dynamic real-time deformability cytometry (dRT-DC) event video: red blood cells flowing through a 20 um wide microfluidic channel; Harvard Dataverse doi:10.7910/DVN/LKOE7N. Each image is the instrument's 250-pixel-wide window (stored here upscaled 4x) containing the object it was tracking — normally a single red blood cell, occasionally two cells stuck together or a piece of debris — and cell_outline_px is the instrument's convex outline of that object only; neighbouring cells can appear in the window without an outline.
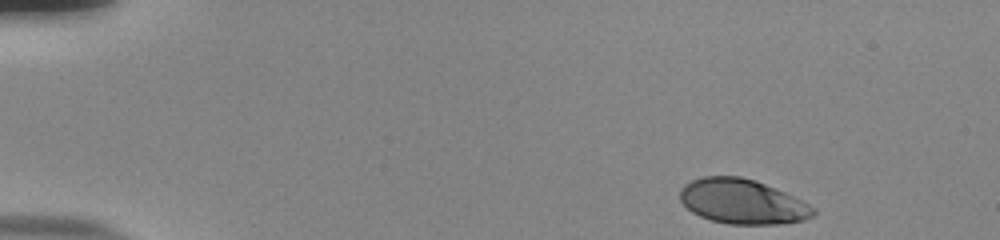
{"species": "human", "species_latin": "Homo sapiens", "temperature_condition": "room temperature", "stored_images_in_passage": 49, "camera_frame_rate_fps": 3000, "um_per_image_px": 0.085, "donor": {"sex": "male"}, "frame": {"image": 1, "passage_image": 1, "time_ms": 0.0, "image_size_px": [1000, 240], "cell_outline_px": [[816, 212], [812, 216], [804, 220], [776, 224], [728, 224], [712, 220], [700, 216], [692, 212], [680, 200], [680, 188], [684, 184], [692, 180], [704, 176], [740, 176], [756, 180], [784, 192], [816, 208]], "centroid_in_image_um": [63.08, 17.13], "position_along_channel_um": 21.9, "area_um2": 34.62}}
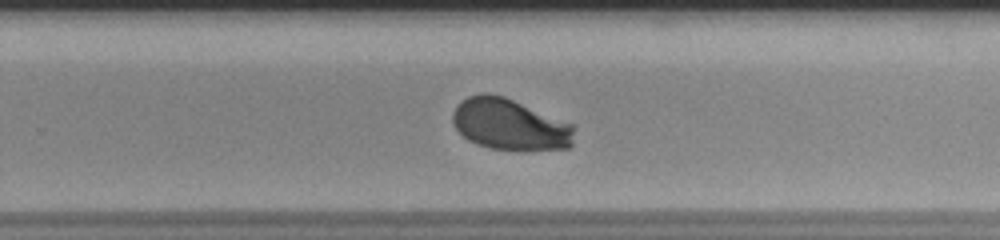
{"frame": {"image": 2, "passage_image": 31, "time_ms": 10.0, "image_size_px": [1000, 240], "cell_outline_px": [[572, 144], [568, 148], [488, 148], [476, 144], [468, 140], [452, 124], [452, 112], [456, 104], [468, 96], [484, 92], [488, 92], [504, 96], [572, 124]], "centroid_in_image_um": [43.24, 10.53], "position_along_channel_um": 286.6, "area_um2": 35.66}}
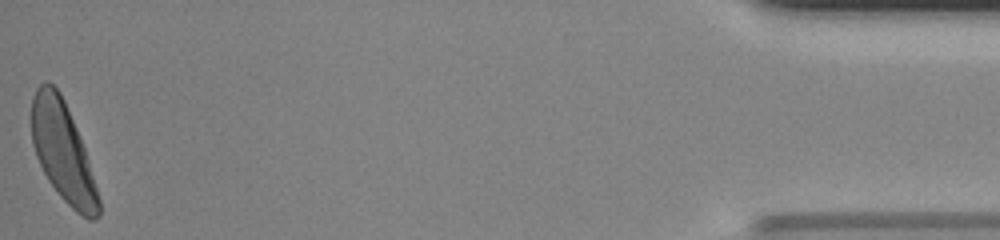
{"frame": {"image": 3, "passage_image": 49, "time_ms": 16.0, "image_size_px": [1000, 240], "cell_outline_px": [[100, 216], [96, 220], [88, 220], [76, 212], [60, 196], [48, 180], [36, 156], [32, 144], [32, 96], [36, 88], [40, 84], [48, 80], [60, 92], [64, 100], [76, 128], [84, 148], [88, 160], [100, 200]], "centroid_in_image_um": [5.34, 12.92], "position_along_channel_um": 429.9, "area_um2": 38.49}, "authors_computed_cell_mechanics": {"area_um2": 37.281, "velocity_mm_per_s": 3.7828, "shape_relaxation_time_tau1_ms": 3.2545, "shape_relaxation_time_tau2_ms": null, "deformation_change_tau1": 0.1752, "deformation_change_tau2": null}}